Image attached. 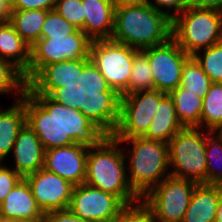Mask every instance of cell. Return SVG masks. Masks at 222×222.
<instances>
[{"label":"cell","instance_id":"36","mask_svg":"<svg viewBox=\"0 0 222 222\" xmlns=\"http://www.w3.org/2000/svg\"><path fill=\"white\" fill-rule=\"evenodd\" d=\"M153 2L151 0H147L146 3H148L150 6L154 7L158 11L166 14L168 18L171 20L174 17L178 16L188 5V3L185 0H153ZM161 8L167 10H163ZM170 10H172L175 13L170 14Z\"/></svg>","mask_w":222,"mask_h":222},{"label":"cell","instance_id":"21","mask_svg":"<svg viewBox=\"0 0 222 222\" xmlns=\"http://www.w3.org/2000/svg\"><path fill=\"white\" fill-rule=\"evenodd\" d=\"M30 46L9 23H0V59L12 62L29 81Z\"/></svg>","mask_w":222,"mask_h":222},{"label":"cell","instance_id":"1","mask_svg":"<svg viewBox=\"0 0 222 222\" xmlns=\"http://www.w3.org/2000/svg\"><path fill=\"white\" fill-rule=\"evenodd\" d=\"M26 123L45 150L81 144L96 146L106 135L80 110L64 106L45 94L25 92Z\"/></svg>","mask_w":222,"mask_h":222},{"label":"cell","instance_id":"17","mask_svg":"<svg viewBox=\"0 0 222 222\" xmlns=\"http://www.w3.org/2000/svg\"><path fill=\"white\" fill-rule=\"evenodd\" d=\"M12 152L15 163L13 169L22 178L35 173L44 166L45 149L27 123L17 134Z\"/></svg>","mask_w":222,"mask_h":222},{"label":"cell","instance_id":"40","mask_svg":"<svg viewBox=\"0 0 222 222\" xmlns=\"http://www.w3.org/2000/svg\"><path fill=\"white\" fill-rule=\"evenodd\" d=\"M10 12V0H0V23L9 22Z\"/></svg>","mask_w":222,"mask_h":222},{"label":"cell","instance_id":"4","mask_svg":"<svg viewBox=\"0 0 222 222\" xmlns=\"http://www.w3.org/2000/svg\"><path fill=\"white\" fill-rule=\"evenodd\" d=\"M125 152L120 142L105 136L96 146L88 148L85 184L114 194L126 205L141 199L133 192L127 180Z\"/></svg>","mask_w":222,"mask_h":222},{"label":"cell","instance_id":"10","mask_svg":"<svg viewBox=\"0 0 222 222\" xmlns=\"http://www.w3.org/2000/svg\"><path fill=\"white\" fill-rule=\"evenodd\" d=\"M197 185L170 175L141 200L152 210L156 222H182Z\"/></svg>","mask_w":222,"mask_h":222},{"label":"cell","instance_id":"8","mask_svg":"<svg viewBox=\"0 0 222 222\" xmlns=\"http://www.w3.org/2000/svg\"><path fill=\"white\" fill-rule=\"evenodd\" d=\"M166 95L157 89L121 95L119 121L111 136L114 139L143 137Z\"/></svg>","mask_w":222,"mask_h":222},{"label":"cell","instance_id":"25","mask_svg":"<svg viewBox=\"0 0 222 222\" xmlns=\"http://www.w3.org/2000/svg\"><path fill=\"white\" fill-rule=\"evenodd\" d=\"M172 98L179 123L183 128H200L203 98L177 87L169 93Z\"/></svg>","mask_w":222,"mask_h":222},{"label":"cell","instance_id":"3","mask_svg":"<svg viewBox=\"0 0 222 222\" xmlns=\"http://www.w3.org/2000/svg\"><path fill=\"white\" fill-rule=\"evenodd\" d=\"M172 20L148 3L115 7L112 41L136 50L161 45L171 38Z\"/></svg>","mask_w":222,"mask_h":222},{"label":"cell","instance_id":"5","mask_svg":"<svg viewBox=\"0 0 222 222\" xmlns=\"http://www.w3.org/2000/svg\"><path fill=\"white\" fill-rule=\"evenodd\" d=\"M130 144L126 158L127 180L133 192L142 199L162 180L170 176L169 147L165 142L144 137L116 139ZM168 170V171H167Z\"/></svg>","mask_w":222,"mask_h":222},{"label":"cell","instance_id":"27","mask_svg":"<svg viewBox=\"0 0 222 222\" xmlns=\"http://www.w3.org/2000/svg\"><path fill=\"white\" fill-rule=\"evenodd\" d=\"M206 184L222 185V133L210 131L206 135ZM219 164V165H218Z\"/></svg>","mask_w":222,"mask_h":222},{"label":"cell","instance_id":"15","mask_svg":"<svg viewBox=\"0 0 222 222\" xmlns=\"http://www.w3.org/2000/svg\"><path fill=\"white\" fill-rule=\"evenodd\" d=\"M88 148L81 144H71L45 150L43 168L74 186L83 184L86 179Z\"/></svg>","mask_w":222,"mask_h":222},{"label":"cell","instance_id":"29","mask_svg":"<svg viewBox=\"0 0 222 222\" xmlns=\"http://www.w3.org/2000/svg\"><path fill=\"white\" fill-rule=\"evenodd\" d=\"M154 89V80L147 55L138 50L134 55L128 89L122 95Z\"/></svg>","mask_w":222,"mask_h":222},{"label":"cell","instance_id":"11","mask_svg":"<svg viewBox=\"0 0 222 222\" xmlns=\"http://www.w3.org/2000/svg\"><path fill=\"white\" fill-rule=\"evenodd\" d=\"M91 42L80 29L64 37L41 38L30 48L29 80L44 65L89 57Z\"/></svg>","mask_w":222,"mask_h":222},{"label":"cell","instance_id":"37","mask_svg":"<svg viewBox=\"0 0 222 222\" xmlns=\"http://www.w3.org/2000/svg\"><path fill=\"white\" fill-rule=\"evenodd\" d=\"M56 0H10L11 10H54Z\"/></svg>","mask_w":222,"mask_h":222},{"label":"cell","instance_id":"39","mask_svg":"<svg viewBox=\"0 0 222 222\" xmlns=\"http://www.w3.org/2000/svg\"><path fill=\"white\" fill-rule=\"evenodd\" d=\"M187 3L190 6L211 8L222 11V0H189Z\"/></svg>","mask_w":222,"mask_h":222},{"label":"cell","instance_id":"38","mask_svg":"<svg viewBox=\"0 0 222 222\" xmlns=\"http://www.w3.org/2000/svg\"><path fill=\"white\" fill-rule=\"evenodd\" d=\"M45 222H90L73 214L69 209L44 213Z\"/></svg>","mask_w":222,"mask_h":222},{"label":"cell","instance_id":"35","mask_svg":"<svg viewBox=\"0 0 222 222\" xmlns=\"http://www.w3.org/2000/svg\"><path fill=\"white\" fill-rule=\"evenodd\" d=\"M21 179L22 177L14 169L0 162V204Z\"/></svg>","mask_w":222,"mask_h":222},{"label":"cell","instance_id":"14","mask_svg":"<svg viewBox=\"0 0 222 222\" xmlns=\"http://www.w3.org/2000/svg\"><path fill=\"white\" fill-rule=\"evenodd\" d=\"M43 213L67 210L74 185L57 174L41 168L25 177Z\"/></svg>","mask_w":222,"mask_h":222},{"label":"cell","instance_id":"31","mask_svg":"<svg viewBox=\"0 0 222 222\" xmlns=\"http://www.w3.org/2000/svg\"><path fill=\"white\" fill-rule=\"evenodd\" d=\"M202 50L196 52L193 57L212 83H222V41Z\"/></svg>","mask_w":222,"mask_h":222},{"label":"cell","instance_id":"44","mask_svg":"<svg viewBox=\"0 0 222 222\" xmlns=\"http://www.w3.org/2000/svg\"><path fill=\"white\" fill-rule=\"evenodd\" d=\"M0 222H19V220L4 218L0 216Z\"/></svg>","mask_w":222,"mask_h":222},{"label":"cell","instance_id":"16","mask_svg":"<svg viewBox=\"0 0 222 222\" xmlns=\"http://www.w3.org/2000/svg\"><path fill=\"white\" fill-rule=\"evenodd\" d=\"M90 56L76 61H63L44 65L28 82L27 91L30 94L50 95L56 88H61L78 70H83Z\"/></svg>","mask_w":222,"mask_h":222},{"label":"cell","instance_id":"33","mask_svg":"<svg viewBox=\"0 0 222 222\" xmlns=\"http://www.w3.org/2000/svg\"><path fill=\"white\" fill-rule=\"evenodd\" d=\"M54 10L84 32L85 15L82 0H56Z\"/></svg>","mask_w":222,"mask_h":222},{"label":"cell","instance_id":"19","mask_svg":"<svg viewBox=\"0 0 222 222\" xmlns=\"http://www.w3.org/2000/svg\"><path fill=\"white\" fill-rule=\"evenodd\" d=\"M0 216L19 221L35 220L44 216L25 178L14 186L0 204Z\"/></svg>","mask_w":222,"mask_h":222},{"label":"cell","instance_id":"7","mask_svg":"<svg viewBox=\"0 0 222 222\" xmlns=\"http://www.w3.org/2000/svg\"><path fill=\"white\" fill-rule=\"evenodd\" d=\"M209 130L183 128L168 143L169 170L176 178L206 184V135Z\"/></svg>","mask_w":222,"mask_h":222},{"label":"cell","instance_id":"43","mask_svg":"<svg viewBox=\"0 0 222 222\" xmlns=\"http://www.w3.org/2000/svg\"><path fill=\"white\" fill-rule=\"evenodd\" d=\"M19 222H45V217L43 216L35 220H25V221H19Z\"/></svg>","mask_w":222,"mask_h":222},{"label":"cell","instance_id":"2","mask_svg":"<svg viewBox=\"0 0 222 222\" xmlns=\"http://www.w3.org/2000/svg\"><path fill=\"white\" fill-rule=\"evenodd\" d=\"M49 97L64 106L80 110L106 136L115 131L121 95L112 89L91 59L77 75L56 88Z\"/></svg>","mask_w":222,"mask_h":222},{"label":"cell","instance_id":"30","mask_svg":"<svg viewBox=\"0 0 222 222\" xmlns=\"http://www.w3.org/2000/svg\"><path fill=\"white\" fill-rule=\"evenodd\" d=\"M27 91L24 73L12 62L0 59V95L15 92L20 100Z\"/></svg>","mask_w":222,"mask_h":222},{"label":"cell","instance_id":"12","mask_svg":"<svg viewBox=\"0 0 222 222\" xmlns=\"http://www.w3.org/2000/svg\"><path fill=\"white\" fill-rule=\"evenodd\" d=\"M126 206L114 194L83 183L74 186L68 209L90 222H114Z\"/></svg>","mask_w":222,"mask_h":222},{"label":"cell","instance_id":"32","mask_svg":"<svg viewBox=\"0 0 222 222\" xmlns=\"http://www.w3.org/2000/svg\"><path fill=\"white\" fill-rule=\"evenodd\" d=\"M78 30L55 10L48 11L42 26L41 38L64 37Z\"/></svg>","mask_w":222,"mask_h":222},{"label":"cell","instance_id":"42","mask_svg":"<svg viewBox=\"0 0 222 222\" xmlns=\"http://www.w3.org/2000/svg\"><path fill=\"white\" fill-rule=\"evenodd\" d=\"M116 5L146 3L147 0H114Z\"/></svg>","mask_w":222,"mask_h":222},{"label":"cell","instance_id":"20","mask_svg":"<svg viewBox=\"0 0 222 222\" xmlns=\"http://www.w3.org/2000/svg\"><path fill=\"white\" fill-rule=\"evenodd\" d=\"M218 201L219 185L198 184L182 222H214Z\"/></svg>","mask_w":222,"mask_h":222},{"label":"cell","instance_id":"22","mask_svg":"<svg viewBox=\"0 0 222 222\" xmlns=\"http://www.w3.org/2000/svg\"><path fill=\"white\" fill-rule=\"evenodd\" d=\"M1 107V106H0ZM26 124L25 94L6 110L0 108V162L12 153L17 134Z\"/></svg>","mask_w":222,"mask_h":222},{"label":"cell","instance_id":"23","mask_svg":"<svg viewBox=\"0 0 222 222\" xmlns=\"http://www.w3.org/2000/svg\"><path fill=\"white\" fill-rule=\"evenodd\" d=\"M183 129L178 121L174 102L169 94L161 101L157 112L150 124L149 130L143 136L149 140H157L165 143Z\"/></svg>","mask_w":222,"mask_h":222},{"label":"cell","instance_id":"18","mask_svg":"<svg viewBox=\"0 0 222 222\" xmlns=\"http://www.w3.org/2000/svg\"><path fill=\"white\" fill-rule=\"evenodd\" d=\"M84 33L93 40L111 39L114 31V0H82Z\"/></svg>","mask_w":222,"mask_h":222},{"label":"cell","instance_id":"9","mask_svg":"<svg viewBox=\"0 0 222 222\" xmlns=\"http://www.w3.org/2000/svg\"><path fill=\"white\" fill-rule=\"evenodd\" d=\"M137 51L111 39L93 40L89 56L108 85L122 95L128 89L134 55Z\"/></svg>","mask_w":222,"mask_h":222},{"label":"cell","instance_id":"26","mask_svg":"<svg viewBox=\"0 0 222 222\" xmlns=\"http://www.w3.org/2000/svg\"><path fill=\"white\" fill-rule=\"evenodd\" d=\"M200 128L218 132L222 129V83H212L203 98Z\"/></svg>","mask_w":222,"mask_h":222},{"label":"cell","instance_id":"6","mask_svg":"<svg viewBox=\"0 0 222 222\" xmlns=\"http://www.w3.org/2000/svg\"><path fill=\"white\" fill-rule=\"evenodd\" d=\"M171 38L188 55L222 41V11L187 7L172 19Z\"/></svg>","mask_w":222,"mask_h":222},{"label":"cell","instance_id":"28","mask_svg":"<svg viewBox=\"0 0 222 222\" xmlns=\"http://www.w3.org/2000/svg\"><path fill=\"white\" fill-rule=\"evenodd\" d=\"M211 84L209 76L202 70L195 58L190 56L183 65L180 87L204 98Z\"/></svg>","mask_w":222,"mask_h":222},{"label":"cell","instance_id":"34","mask_svg":"<svg viewBox=\"0 0 222 222\" xmlns=\"http://www.w3.org/2000/svg\"><path fill=\"white\" fill-rule=\"evenodd\" d=\"M114 222H156L152 210L142 201L127 205Z\"/></svg>","mask_w":222,"mask_h":222},{"label":"cell","instance_id":"13","mask_svg":"<svg viewBox=\"0 0 222 222\" xmlns=\"http://www.w3.org/2000/svg\"><path fill=\"white\" fill-rule=\"evenodd\" d=\"M142 51L147 55L151 67L154 89L169 94L180 86L183 65L190 55L172 38Z\"/></svg>","mask_w":222,"mask_h":222},{"label":"cell","instance_id":"41","mask_svg":"<svg viewBox=\"0 0 222 222\" xmlns=\"http://www.w3.org/2000/svg\"><path fill=\"white\" fill-rule=\"evenodd\" d=\"M214 222H222V185H219L218 209L215 214Z\"/></svg>","mask_w":222,"mask_h":222},{"label":"cell","instance_id":"24","mask_svg":"<svg viewBox=\"0 0 222 222\" xmlns=\"http://www.w3.org/2000/svg\"><path fill=\"white\" fill-rule=\"evenodd\" d=\"M48 10H11L9 23L21 38L32 47L41 39L43 23Z\"/></svg>","mask_w":222,"mask_h":222}]
</instances>
